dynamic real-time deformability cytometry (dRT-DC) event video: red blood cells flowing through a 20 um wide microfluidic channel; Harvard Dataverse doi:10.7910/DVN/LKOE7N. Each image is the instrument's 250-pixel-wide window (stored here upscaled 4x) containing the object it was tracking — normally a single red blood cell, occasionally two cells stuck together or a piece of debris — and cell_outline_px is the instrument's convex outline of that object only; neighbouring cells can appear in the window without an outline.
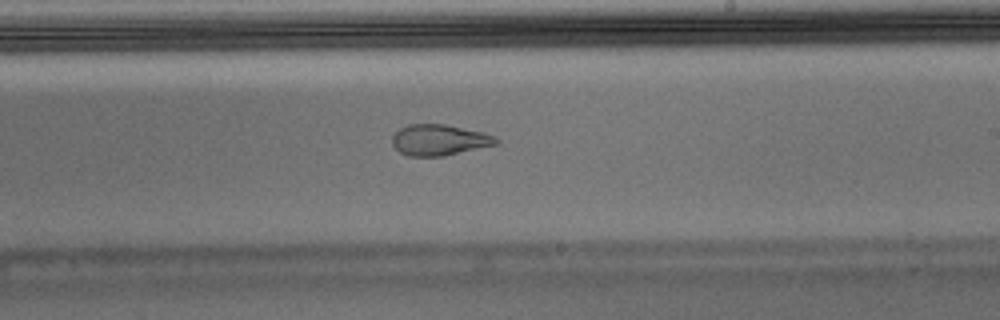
{"species": "Egyptian fruit bat (a non-hibernating species)", "species_latin": "Rousettus aegyptiacus", "temperature_condition": "warm", "stored_images_in_passage": 51, "segment_of_instrument_passage": [1, 2], "camera_frame_rate_fps": 3000, "um_per_image_px": 0.085, "animal": {"sex": "male"}, "frame": {"image": 1, "passage_image": 30, "time_ms": 9.667, "image_size_px": [1000, 320], "cell_outline_px": [[500, 144], [444, 156], [408, 156], [400, 152], [392, 144], [392, 136], [400, 128], [408, 124], [444, 124], [484, 132], [496, 136], [500, 140]], "centroid_in_image_um": [37.39, 11.9], "position_along_channel_um": 251.6, "area_um2": 18.96}}